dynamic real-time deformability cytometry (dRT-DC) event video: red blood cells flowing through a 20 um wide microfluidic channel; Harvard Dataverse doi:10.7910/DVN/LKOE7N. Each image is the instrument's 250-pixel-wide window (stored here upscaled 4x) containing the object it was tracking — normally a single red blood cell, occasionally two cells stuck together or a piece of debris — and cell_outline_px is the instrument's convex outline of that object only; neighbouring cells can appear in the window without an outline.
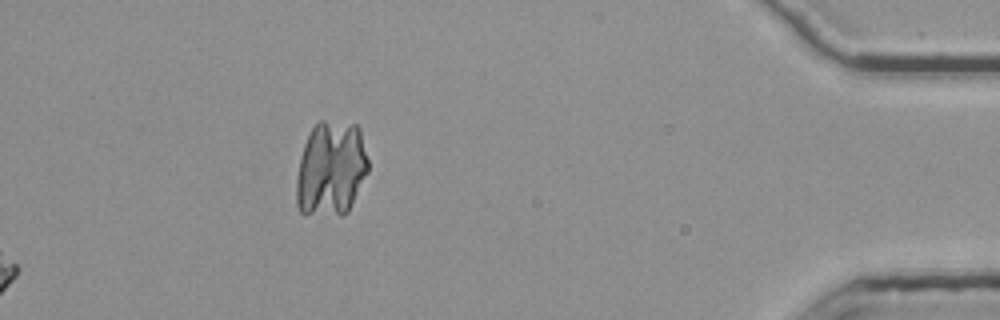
{"species": "common noctule bat (a hibernating species)", "species_latin": "Nyctalus noctula", "temperature_condition": "room temperature", "stored_images_in_passage": 51, "segment_of_instrument_passage": [2, 2], "camera_frame_rate_fps": 3000, "um_per_image_px": 0.085, "animal": {"sex": "female", "body_mass_g": 25.1}, "frame": {"image": 1, "passage_image": 51, "time_ms": 16.667, "image_size_px": [1000, 320], "cell_outline_px": [[368, 172], [348, 212], [344, 216], [304, 216], [300, 212], [296, 204], [296, 180], [300, 160], [304, 144], [312, 128], [320, 120], [324, 120], [356, 124], [360, 128], [368, 160]], "centroid_in_image_um": [28.13, 14.4], "position_along_channel_um": 407.1, "area_um2": 40.58}}